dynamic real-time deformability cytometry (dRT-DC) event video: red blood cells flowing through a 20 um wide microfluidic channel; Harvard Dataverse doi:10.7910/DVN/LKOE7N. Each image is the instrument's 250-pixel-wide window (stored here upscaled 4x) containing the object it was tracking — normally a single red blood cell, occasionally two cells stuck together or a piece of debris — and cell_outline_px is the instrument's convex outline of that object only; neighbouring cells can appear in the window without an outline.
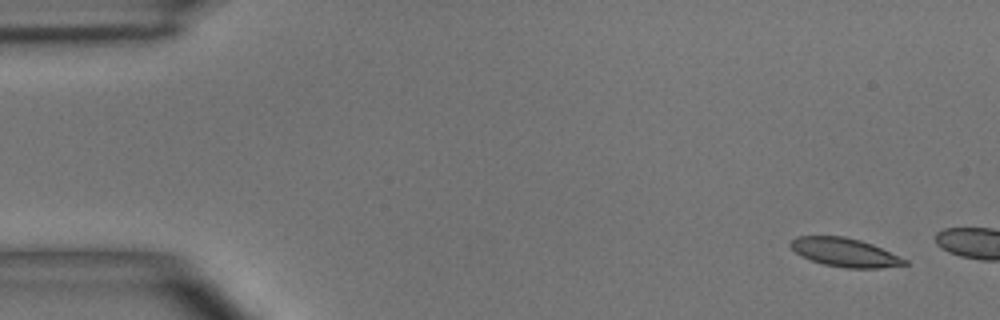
{"species": "common noctule bat (a hibernating species)", "species_latin": "Nyctalus noctula", "temperature_condition": "room temperature", "stored_images_in_passage": 3, "camera_frame_rate_fps": 3000, "um_per_image_px": 0.085, "animal": {"sex": "male", "body_mass_g": 15.6}, "frame": {"image": 1, "passage_image": 1, "time_ms": 0.0, "image_size_px": [1000, 320], "cell_outline_px": [[908, 264], [880, 268], [844, 268], [824, 264], [800, 256], [788, 244], [796, 236], [844, 236], [860, 240], [872, 244], [908, 260]], "centroid_in_image_um": [71.8, 21.45], "position_along_channel_um": 13.2, "area_um2": 18.96}}